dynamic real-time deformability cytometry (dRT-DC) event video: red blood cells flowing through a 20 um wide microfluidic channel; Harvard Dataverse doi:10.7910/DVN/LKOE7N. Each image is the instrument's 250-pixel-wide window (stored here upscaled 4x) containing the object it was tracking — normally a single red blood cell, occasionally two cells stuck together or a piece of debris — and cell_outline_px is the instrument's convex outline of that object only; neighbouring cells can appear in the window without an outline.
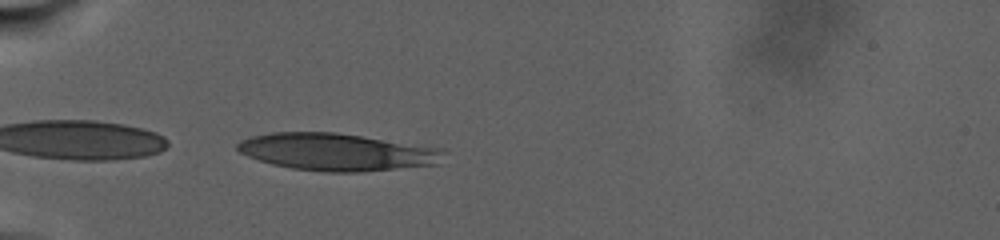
{"species": "human", "species_latin": "Homo sapiens", "temperature_condition": "warm", "stored_images_in_passage": 26, "camera_frame_rate_fps": 3000, "um_per_image_px": 0.085, "donor": {"sex": "male"}, "frame": {"image": 1, "passage_image": 1, "time_ms": 0.0, "image_size_px": [1000, 240], "cell_outline_px": [[448, 152], [436, 164], [360, 172], [324, 172], [292, 168], [272, 164], [248, 156], [240, 152], [236, 148], [236, 144], [240, 140], [248, 136], [272, 132], [336, 132], [444, 148]], "centroid_in_image_um": [28.63, 12.9], "position_along_channel_um": 56.4, "area_um2": 45.03}}
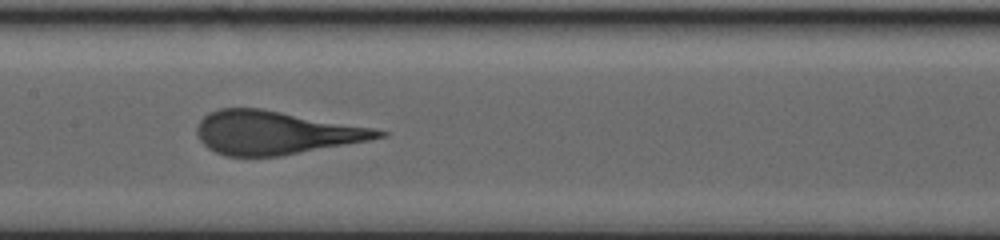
{"frame": {"image": 2, "passage_image": 15, "time_ms": 6.0, "image_size_px": [1000, 240], "cell_outline_px": [[388, 136], [368, 140], [280, 156], [228, 156], [216, 152], [208, 148], [200, 140], [196, 132], [196, 128], [200, 120], [208, 112], [220, 108], [260, 108], [372, 128], [388, 132]], "centroid_in_image_um": [23.36, 11.27], "position_along_channel_um": 184.0, "area_um2": 45.37}}
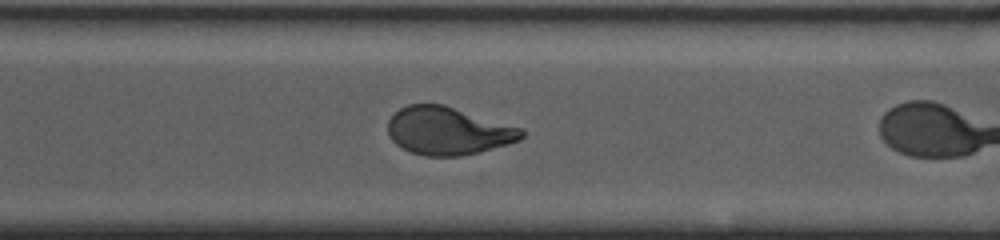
{"frame": {"image": 3, "passage_image": 25, "time_ms": 10.333, "image_size_px": [1000, 240], "cell_outline_px": [[524, 136], [520, 140], [508, 144], [460, 156], [424, 156], [412, 152], [396, 144], [392, 140], [388, 132], [388, 120], [400, 108], [408, 104], [444, 104], [520, 128], [524, 132]], "centroid_in_image_um": [38.06, 11.12], "position_along_channel_um": 332.5, "area_um2": 36.88}}